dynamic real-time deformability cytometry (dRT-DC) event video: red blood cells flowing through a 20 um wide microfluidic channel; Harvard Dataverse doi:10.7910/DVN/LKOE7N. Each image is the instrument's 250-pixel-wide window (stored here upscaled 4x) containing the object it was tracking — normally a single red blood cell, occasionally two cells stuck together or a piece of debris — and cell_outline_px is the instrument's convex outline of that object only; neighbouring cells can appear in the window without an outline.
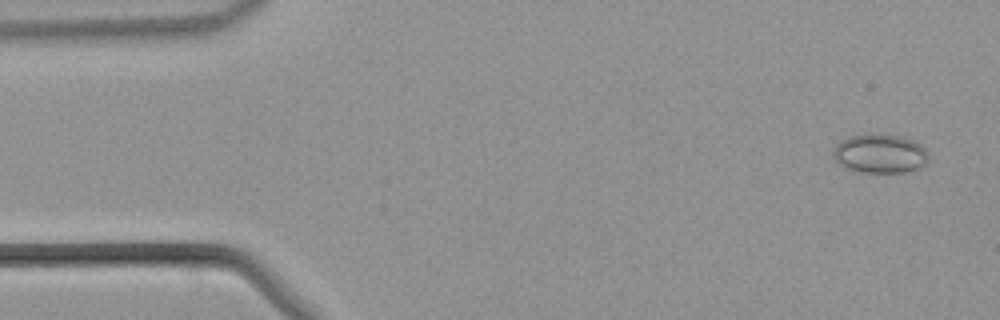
{"species": "common noctule bat (a hibernating species)", "species_latin": "Nyctalus noctula", "temperature_condition": "warm", "stored_images_in_passage": 45, "camera_frame_rate_fps": 3000, "um_per_image_px": 0.085, "animal": {"sex": "male", "body_mass_g": 21.5, "forearm_length_mm": 52.0}, "frame": {"image": 1, "passage_image": 2, "time_ms": 0.333, "image_size_px": [1000, 320], "cell_outline_px": [[928, 160], [924, 164], [916, 168], [904, 172], [860, 172], [844, 168], [832, 156], [832, 152], [836, 144], [840, 140], [848, 136], [868, 132], [900, 136], [912, 140], [920, 144], [924, 148], [928, 156]], "centroid_in_image_um": [74.73, 13.03], "position_along_channel_um": 10.3, "area_um2": 21.91}}
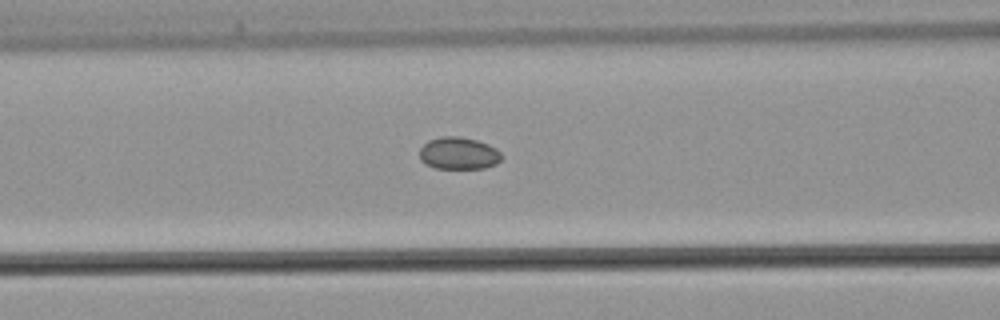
{"frame": {"image": 2, "passage_image": 17, "time_ms": 5.333, "image_size_px": [1000, 320], "cell_outline_px": [[500, 160], [496, 164], [484, 168], [436, 168], [424, 164], [420, 160], [420, 148], [428, 140], [440, 136], [460, 136], [476, 140], [488, 144], [496, 148], [500, 152]], "centroid_in_image_um": [38.95, 13.02], "position_along_channel_um": 127.6, "area_um2": 15.43}}
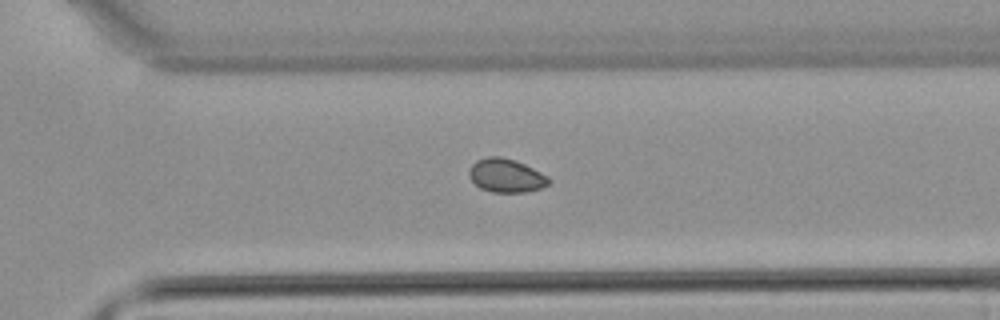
{"frame": {"image": 3, "passage_image": 30, "time_ms": 9.667, "image_size_px": [1000, 320], "cell_outline_px": [[552, 180], [548, 184], [540, 188], [524, 192], [492, 192], [480, 188], [468, 176], [468, 172], [472, 164], [476, 160], [488, 156], [500, 156], [516, 160], [548, 176]], "centroid_in_image_um": [43.0, 14.91], "position_along_channel_um": 327.6, "area_um2": 15.61}}